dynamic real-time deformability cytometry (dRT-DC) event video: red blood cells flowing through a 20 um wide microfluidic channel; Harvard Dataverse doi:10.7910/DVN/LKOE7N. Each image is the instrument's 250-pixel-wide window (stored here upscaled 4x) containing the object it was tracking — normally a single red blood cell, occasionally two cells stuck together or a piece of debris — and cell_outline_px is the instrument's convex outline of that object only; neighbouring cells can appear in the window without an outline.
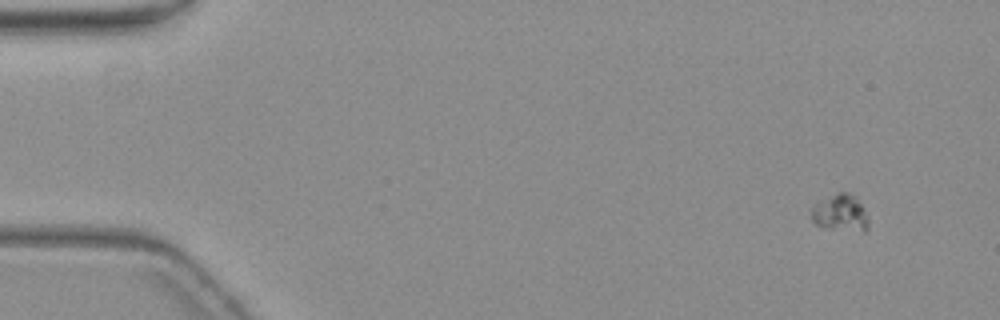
{"species": "common noctule bat (a hibernating species)", "species_latin": "Nyctalus noctula", "temperature_condition": "warm", "stored_images_in_passage": 10, "camera_frame_rate_fps": 3000, "um_per_image_px": 0.085, "animal": {"sex": "female", "body_mass_g": 19.3, "forearm_length_mm": 54.1}, "frame": {"image": 1, "passage_image": 1, "time_ms": 0.0, "image_size_px": [1000, 320], "cell_outline_px": [[868, 228], [864, 232], [824, 228], [816, 224], [812, 220], [808, 212], [816, 204], [840, 192], [848, 192], [864, 208], [868, 216]], "centroid_in_image_um": [71.43, 18.16], "position_along_channel_um": 13.6, "area_um2": 12.14}}
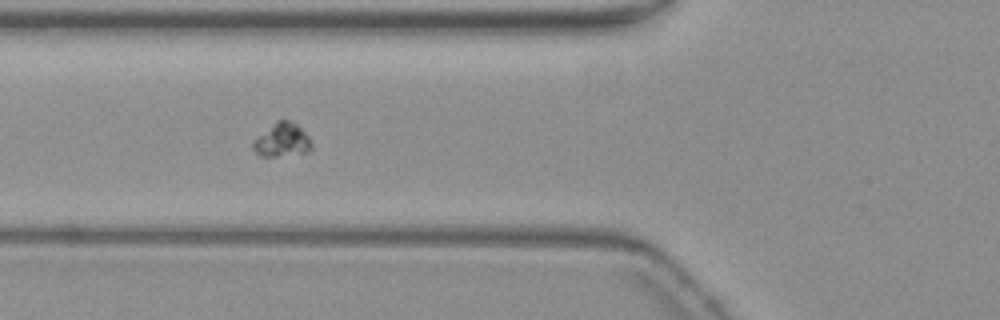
{"frame": {"image": 2, "passage_image": 6, "time_ms": 6.0, "image_size_px": [1000, 320], "cell_outline_px": [[312, 148], [308, 152], [276, 156], [260, 156], [252, 148], [252, 140], [276, 120], [292, 120], [308, 136], [312, 144]], "centroid_in_image_um": [23.95, 11.89], "position_along_channel_um": 101.9, "area_um2": 11.5}}
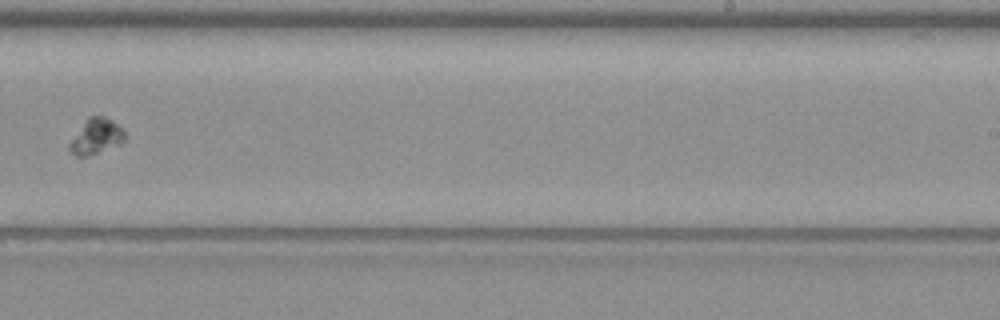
{"frame": {"image": 3, "passage_image": 10, "time_ms": 11.0, "image_size_px": [1000, 320], "cell_outline_px": [[128, 136], [120, 144], [88, 156], [76, 156], [68, 148], [68, 144], [88, 116], [104, 116], [112, 120]], "centroid_in_image_um": [8.17, 11.6], "position_along_channel_um": 280.8, "area_um2": 11.27}}